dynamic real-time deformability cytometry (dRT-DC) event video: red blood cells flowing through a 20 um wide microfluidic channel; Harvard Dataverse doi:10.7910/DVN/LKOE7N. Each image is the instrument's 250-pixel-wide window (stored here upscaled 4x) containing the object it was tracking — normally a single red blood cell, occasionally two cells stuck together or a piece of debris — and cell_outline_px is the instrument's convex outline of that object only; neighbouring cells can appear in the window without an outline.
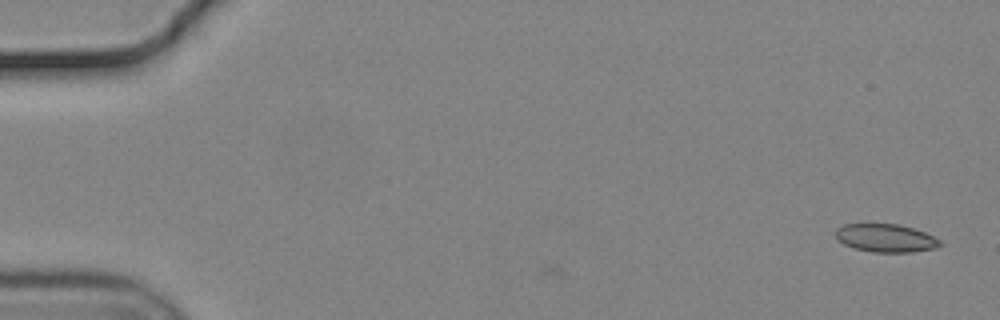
{"species": "common noctule bat (a hibernating species)", "species_latin": "Nyctalus noctula", "temperature_condition": "cold", "stored_images_in_passage": 4, "camera_frame_rate_fps": 3000, "um_per_image_px": 0.085, "animal": {"sex": "male", "body_mass_g": 19.2, "forearm_length_mm": 51.8}, "frame": {"image": 1, "passage_image": 1, "time_ms": 0.0, "image_size_px": [1000, 320], "cell_outline_px": [[944, 244], [936, 248], [912, 252], [872, 252], [856, 248], [844, 244], [836, 236], [836, 228], [844, 224], [896, 224], [912, 228], [924, 232], [940, 240]], "centroid_in_image_um": [75.31, 20.24], "position_along_channel_um": 9.7, "area_um2": 16.94}}